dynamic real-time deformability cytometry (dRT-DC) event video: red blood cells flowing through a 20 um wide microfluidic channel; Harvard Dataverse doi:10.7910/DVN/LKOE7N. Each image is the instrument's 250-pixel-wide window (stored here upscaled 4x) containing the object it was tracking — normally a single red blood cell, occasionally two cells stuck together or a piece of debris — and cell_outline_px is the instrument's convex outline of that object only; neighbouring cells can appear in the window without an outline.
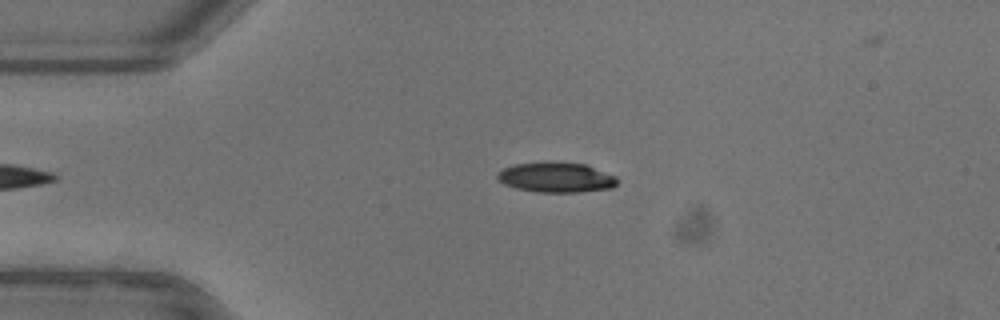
{"species": "common noctule bat (a hibernating species)", "species_latin": "Nyctalus noctula", "temperature_condition": "warm", "stored_images_in_passage": 37, "camera_frame_rate_fps": 3000, "um_per_image_px": 0.085, "animal": {"sex": "female"}, "frame": {"image": 1, "passage_image": 2, "time_ms": 0.333, "image_size_px": [1000, 320], "cell_outline_px": [[616, 184], [612, 188], [576, 192], [536, 192], [516, 188], [504, 184], [496, 176], [504, 168], [516, 164], [544, 160], [548, 160], [584, 164], [616, 176]], "centroid_in_image_um": [47.25, 15.05], "position_along_channel_um": 37.7, "area_um2": 21.1}}
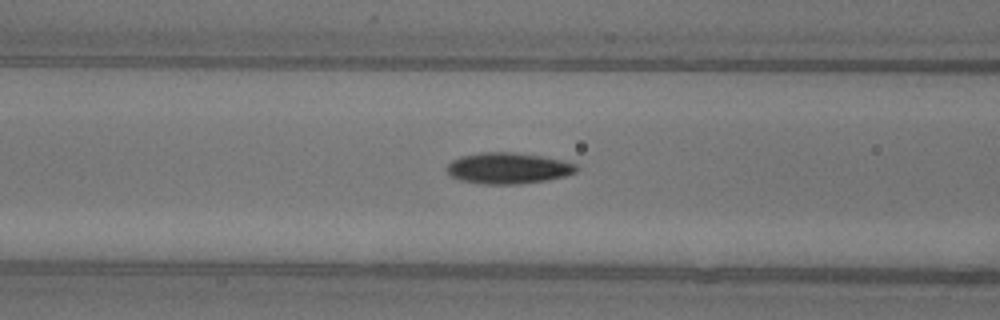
{"frame": {"image": 2, "passage_image": 11, "time_ms": 3.333, "image_size_px": [1000, 320], "cell_outline_px": [[580, 168], [576, 172], [564, 176], [544, 180], [516, 184], [484, 184], [460, 180], [452, 176], [448, 172], [448, 164], [452, 160], [460, 156], [480, 152], [516, 152], [564, 160], [576, 164]], "centroid_in_image_um": [43.2, 14.28], "position_along_channel_um": 123.4, "area_um2": 23.41}}
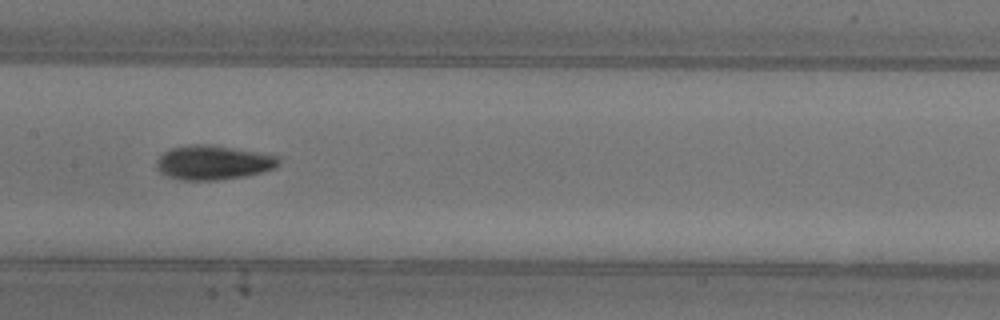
{"frame": {"image": 3, "passage_image": 16, "time_ms": 5.0, "image_size_px": [1000, 320], "cell_outline_px": [[280, 164], [276, 168], [244, 176], [216, 180], [180, 180], [168, 176], [160, 172], [156, 168], [156, 160], [164, 152], [172, 148], [192, 144], [208, 144], [280, 156]], "centroid_in_image_um": [18.12, 13.82], "position_along_channel_um": 189.3, "area_um2": 24.33}, "authors_computed_cell_mechanics": {"area_um2": 22.7154, "velocity_mm_per_s": 3.9406, "shape_relaxation_time_tau1_ms": 3.4302, "shape_relaxation_time_tau2_ms": 4.6879, "deformation_change_tau1": 0.1412, "deformation_change_tau2": 0.103}}